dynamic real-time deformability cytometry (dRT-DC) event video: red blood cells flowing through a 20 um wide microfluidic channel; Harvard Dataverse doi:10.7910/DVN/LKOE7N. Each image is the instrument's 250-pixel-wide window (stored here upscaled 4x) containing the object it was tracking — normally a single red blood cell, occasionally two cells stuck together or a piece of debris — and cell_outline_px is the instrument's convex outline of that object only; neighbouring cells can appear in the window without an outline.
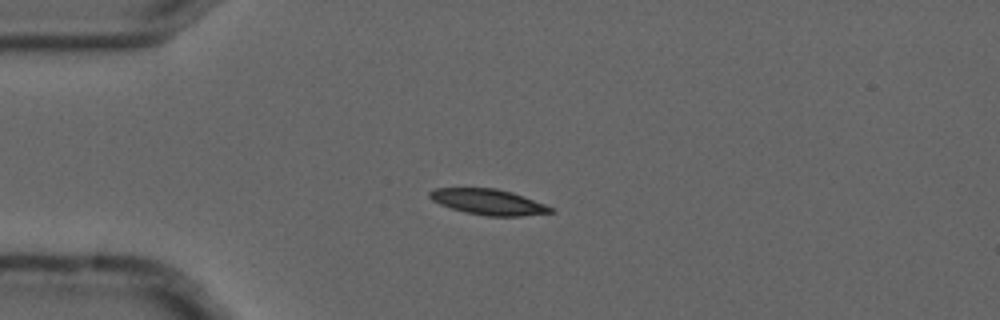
{"species": "common noctule bat (a hibernating species)", "species_latin": "Nyctalus noctula", "temperature_condition": "cold", "stored_images_in_passage": 3, "camera_frame_rate_fps": 3000, "um_per_image_px": 0.085, "animal": {"sex": "male", "forearm_length_mm": 52.5}, "frame": {"image": 1, "passage_image": 1, "time_ms": 0.0, "image_size_px": [1000, 320], "cell_outline_px": [[556, 212], [520, 216], [484, 216], [464, 212], [440, 204], [432, 200], [428, 196], [428, 192], [436, 188], [496, 188], [512, 192], [556, 208]], "centroid_in_image_um": [41.54, 17.17], "position_along_channel_um": 43.5, "area_um2": 18.21}}
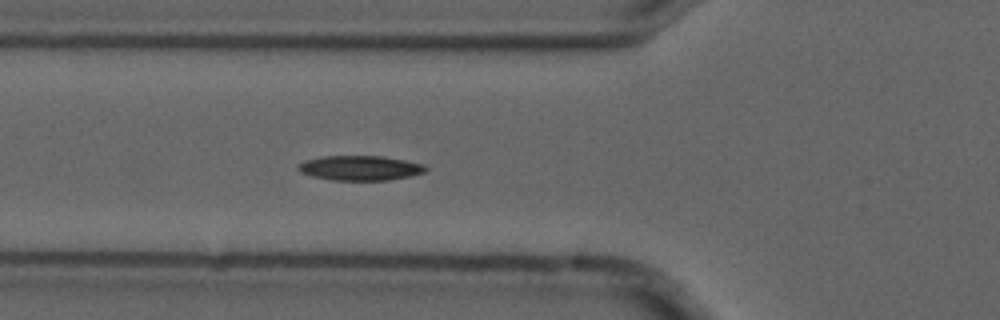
{"frame": {"image": 2, "passage_image": 3, "time_ms": 0.667, "image_size_px": [1000, 320], "cell_outline_px": [[428, 168], [424, 172], [412, 176], [388, 180], [332, 180], [312, 176], [300, 172], [296, 168], [304, 160], [320, 156], [384, 156], [424, 164]], "centroid_in_image_um": [30.61, 14.27], "position_along_channel_um": 95.2, "area_um2": 18.5}}